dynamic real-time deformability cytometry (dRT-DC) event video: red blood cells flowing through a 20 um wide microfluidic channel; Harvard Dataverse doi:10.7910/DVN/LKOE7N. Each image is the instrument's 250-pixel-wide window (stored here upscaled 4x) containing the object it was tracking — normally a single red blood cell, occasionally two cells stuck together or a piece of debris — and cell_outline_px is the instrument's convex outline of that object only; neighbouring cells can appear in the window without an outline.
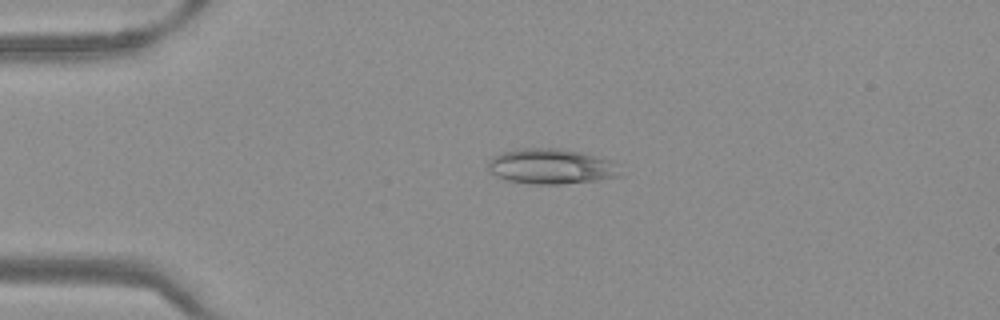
{"species": "Egyptian fruit bat (a non-hibernating species)", "species_latin": "Rousettus aegyptiacus", "temperature_condition": "warm", "stored_images_in_passage": 41, "camera_frame_rate_fps": 3000, "um_per_image_px": 0.085, "frame": {"image": 1, "passage_image": 2, "time_ms": 0.333, "image_size_px": [1000, 320], "cell_outline_px": [[620, 176], [596, 180], [560, 184], [536, 184], [508, 180], [496, 176], [488, 172], [488, 160], [500, 152], [520, 148], [556, 148], [580, 152], [612, 160]], "centroid_in_image_um": [46.77, 14.13], "position_along_channel_um": 38.2, "area_um2": 26.93}}
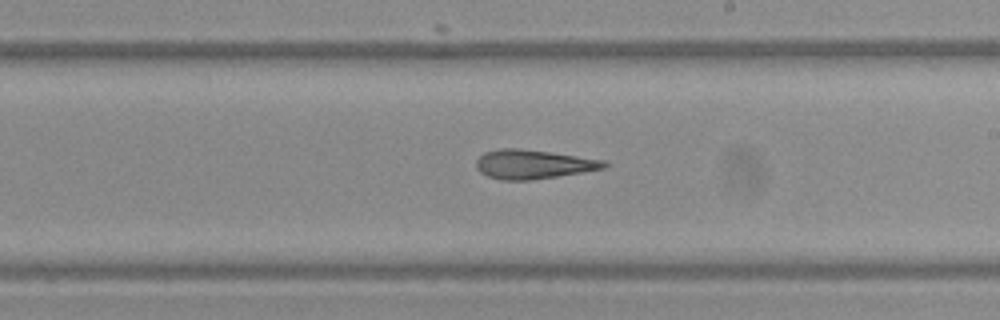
{"frame": {"image": 2, "passage_image": 20, "time_ms": 6.333, "image_size_px": [1000, 320], "cell_outline_px": [[608, 164], [604, 168], [532, 180], [500, 180], [488, 176], [480, 172], [476, 168], [476, 160], [484, 152], [500, 148], [520, 148], [604, 160]], "centroid_in_image_um": [45.25, 13.96], "position_along_channel_um": 243.7, "area_um2": 21.44}}
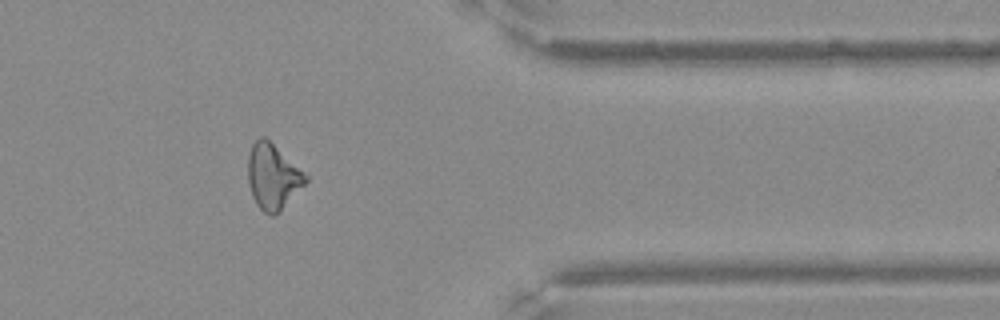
{"frame": {"image": 3, "passage_image": 32, "time_ms": 10.333, "image_size_px": [1000, 320], "cell_outline_px": [[308, 180], [276, 216], [272, 216], [264, 212], [256, 204], [252, 196], [248, 180], [248, 156], [252, 144], [260, 136], [264, 136], [308, 176]], "centroid_in_image_um": [23.17, 15.03], "position_along_channel_um": 388.2, "area_um2": 21.68}}